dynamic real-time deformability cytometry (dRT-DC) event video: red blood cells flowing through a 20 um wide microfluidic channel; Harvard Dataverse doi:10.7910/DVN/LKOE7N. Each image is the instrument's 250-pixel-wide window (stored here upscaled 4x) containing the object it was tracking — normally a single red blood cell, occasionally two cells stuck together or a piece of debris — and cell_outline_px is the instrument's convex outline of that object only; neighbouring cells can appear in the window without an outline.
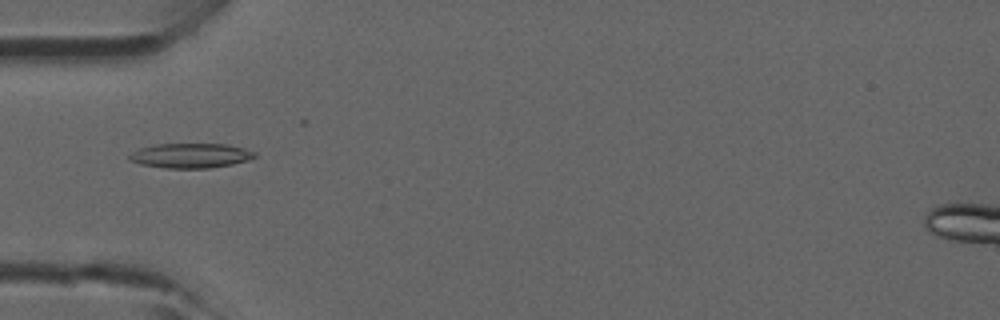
{"species": "common noctule bat (a hibernating species)", "species_latin": "Nyctalus noctula", "temperature_condition": "room temperature", "stored_images_in_passage": 46, "camera_frame_rate_fps": 3000, "um_per_image_px": 0.085, "animal": {"sex": "male", "forearm_length_mm": 52.5}, "frame": {"image": 1, "passage_image": 15, "time_ms": 4.667, "image_size_px": [1000, 320], "cell_outline_px": [[256, 156], [248, 160], [232, 164], [208, 168], [164, 168], [140, 164], [128, 160], [128, 156], [132, 152], [140, 148], [156, 144], [224, 144], [244, 148], [256, 152]], "centroid_in_image_um": [16.18, 13.23], "position_along_channel_um": 68.8, "area_um2": 18.03}}
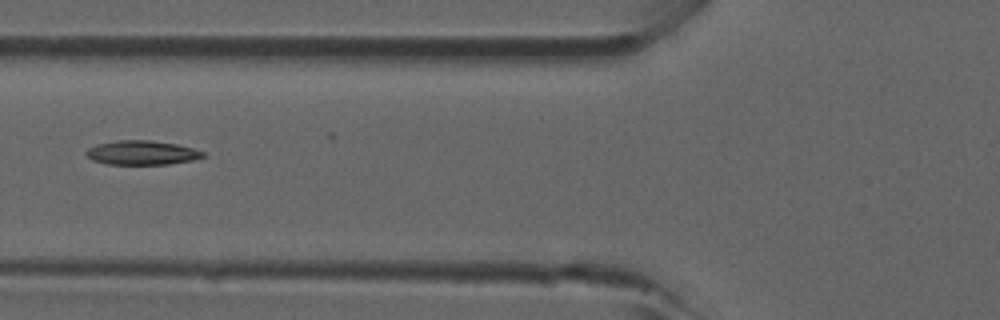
{"frame": {"image": 2, "passage_image": 18, "time_ms": 5.667, "image_size_px": [1000, 320], "cell_outline_px": [[204, 156], [192, 160], [168, 164], [104, 164], [92, 160], [84, 152], [88, 148], [96, 144], [116, 140], [152, 140], [176, 144], [192, 148], [204, 152]], "centroid_in_image_um": [12.01, 12.97], "position_along_channel_um": 113.8, "area_um2": 16.47}}
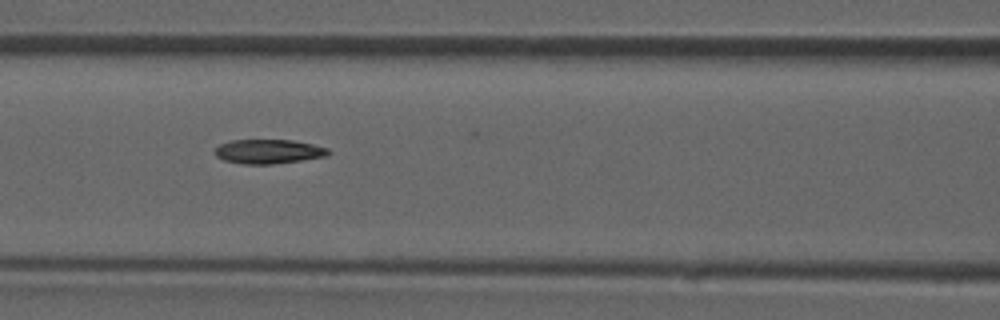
{"frame": {"image": 3, "passage_image": 20, "time_ms": 6.333, "image_size_px": [1000, 320], "cell_outline_px": [[332, 152], [328, 156], [272, 164], [244, 164], [224, 160], [216, 156], [212, 152], [220, 144], [232, 140], [292, 140], [312, 144], [328, 148]], "centroid_in_image_um": [22.82, 12.87], "position_along_channel_um": 143.8, "area_um2": 16.07}}